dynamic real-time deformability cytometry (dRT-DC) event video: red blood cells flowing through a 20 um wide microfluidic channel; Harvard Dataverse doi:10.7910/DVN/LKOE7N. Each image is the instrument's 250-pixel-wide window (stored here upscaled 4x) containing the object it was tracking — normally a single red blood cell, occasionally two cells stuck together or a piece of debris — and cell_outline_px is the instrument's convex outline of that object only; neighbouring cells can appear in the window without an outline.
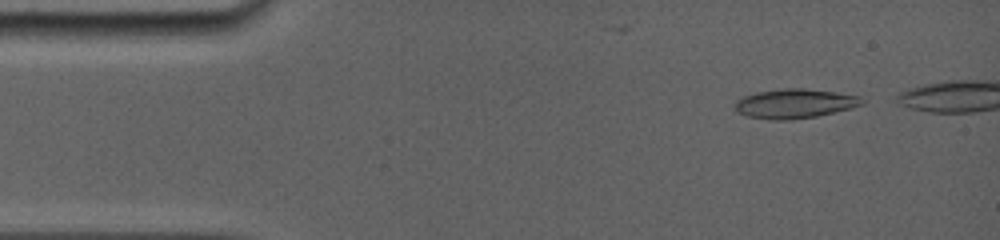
{"species": "common noctule bat (a hibernating species)", "species_latin": "Nyctalus noctula", "temperature_condition": "room temperature", "stored_images_in_passage": 8, "camera_frame_rate_fps": 5000, "um_per_image_px": 0.085, "animal": {"sex": "female", "body_mass_g": 19.0, "forearm_length_mm": 56.7}, "frame": {"image": 1, "passage_image": 1, "time_ms": 0.0, "image_size_px": [1000, 240], "cell_outline_px": [[864, 104], [852, 108], [816, 116], [788, 120], [772, 120], [748, 116], [736, 112], [732, 104], [736, 100], [744, 96], [756, 92], [784, 88], [804, 88], [836, 92], [860, 96], [864, 100]], "centroid_in_image_um": [67.53, 8.8], "position_along_channel_um": 17.5, "area_um2": 21.91}}
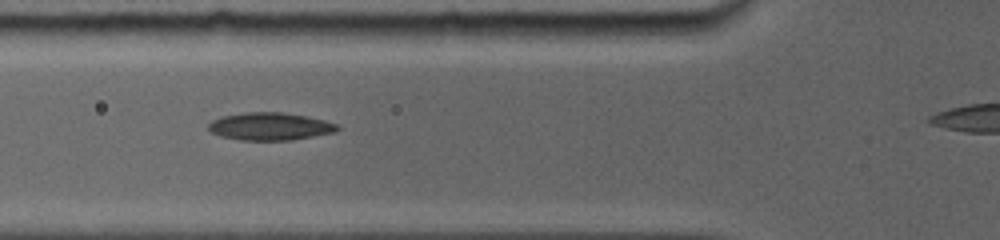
{"frame": {"image": 2, "passage_image": 6, "time_ms": 4.2, "image_size_px": [1000, 240], "cell_outline_px": [[340, 128], [336, 132], [292, 140], [240, 140], [220, 136], [212, 132], [208, 128], [208, 124], [212, 120], [224, 116], [244, 112], [280, 112], [308, 116], [324, 120], [336, 124]], "centroid_in_image_um": [22.96, 10.74], "position_along_channel_um": 102.8, "area_um2": 20.75}}
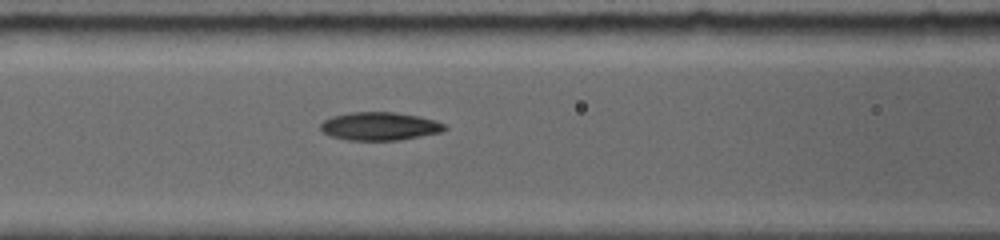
{"frame": {"image": 3, "passage_image": 8, "time_ms": 5.0, "image_size_px": [1000, 240], "cell_outline_px": [[448, 128], [440, 132], [400, 140], [348, 140], [328, 136], [320, 128], [320, 124], [324, 120], [332, 116], [348, 112], [396, 112], [420, 116], [436, 120], [444, 124]], "centroid_in_image_um": [32.26, 10.72], "position_along_channel_um": 134.3, "area_um2": 20.52}}